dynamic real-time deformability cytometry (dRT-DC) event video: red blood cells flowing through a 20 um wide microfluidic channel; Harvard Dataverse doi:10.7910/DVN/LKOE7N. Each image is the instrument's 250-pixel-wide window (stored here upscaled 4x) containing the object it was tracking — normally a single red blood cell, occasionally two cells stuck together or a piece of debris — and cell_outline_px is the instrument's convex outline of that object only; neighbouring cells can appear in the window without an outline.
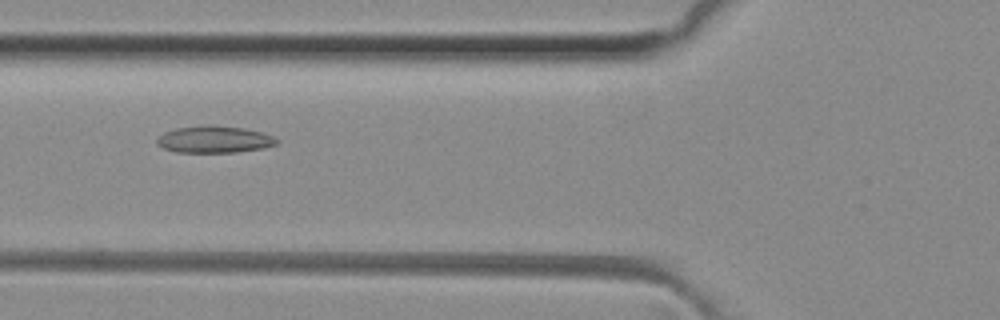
{"species": "common noctule bat (a hibernating species)", "species_latin": "Nyctalus noctula", "temperature_condition": "room temperature", "stored_images_in_passage": 39, "camera_frame_rate_fps": 3000, "um_per_image_px": 0.085, "animal": {"sex": "female", "body_mass_g": 29.2, "forearm_length_mm": 56.3}, "frame": {"image": 1, "passage_image": 8, "time_ms": 2.333, "image_size_px": [1000, 320], "cell_outline_px": [[280, 140], [276, 144], [264, 148], [236, 152], [176, 152], [164, 148], [156, 144], [156, 136], [164, 132], [176, 128], [208, 124], [212, 124], [244, 128], [264, 132]], "centroid_in_image_um": [18.21, 11.83], "position_along_channel_um": 107.6, "area_um2": 19.07}}
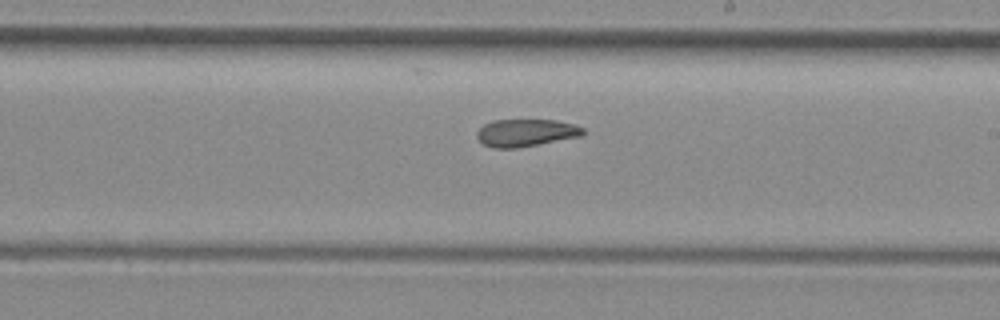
{"frame": {"image": 2, "passage_image": 18, "time_ms": 5.667, "image_size_px": [1000, 320], "cell_outline_px": [[584, 136], [516, 148], [492, 148], [484, 144], [476, 136], [476, 132], [484, 124], [492, 120], [556, 120], [576, 124], [584, 128]], "centroid_in_image_um": [44.73, 11.28], "position_along_channel_um": 244.3, "area_um2": 17.11}}
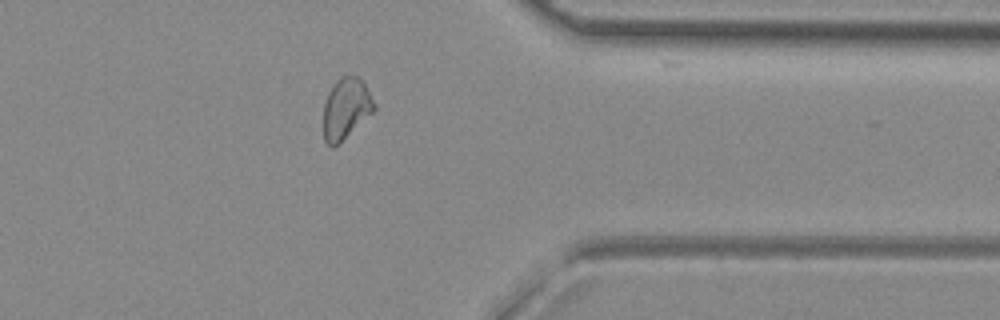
{"frame": {"image": 3, "passage_image": 29, "time_ms": 9.333, "image_size_px": [1000, 320], "cell_outline_px": [[376, 108], [372, 112], [332, 148], [324, 140], [324, 104], [328, 92], [336, 80], [340, 76], [356, 76], [364, 80], [376, 104]], "centroid_in_image_um": [29.41, 9.16], "position_along_channel_um": 382.0, "area_um2": 17.74}, "authors_computed_cell_mechanics": {"area_um2": 18.3226, "velocity_mm_per_s": 4.1042, "shape_relaxation_time_tau1_ms": null, "shape_relaxation_time_tau2_ms": 7.3583, "deformation_change_tau1": null, "deformation_change_tau2": 0.138}}